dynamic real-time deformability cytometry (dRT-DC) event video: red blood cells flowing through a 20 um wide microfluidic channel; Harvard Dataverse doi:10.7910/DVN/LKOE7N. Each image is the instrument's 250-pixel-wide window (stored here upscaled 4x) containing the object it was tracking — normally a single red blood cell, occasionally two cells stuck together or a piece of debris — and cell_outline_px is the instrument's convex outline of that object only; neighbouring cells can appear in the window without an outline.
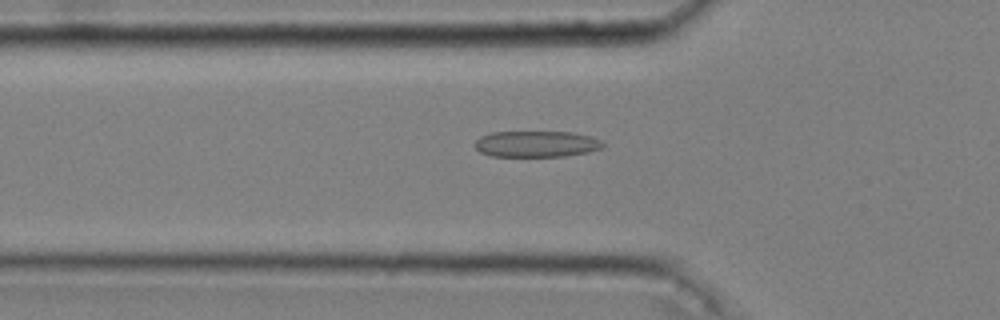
{"species": "common noctule bat (a hibernating species)", "species_latin": "Nyctalus noctula", "temperature_condition": "cold", "stored_images_in_passage": 38, "camera_frame_rate_fps": 3000, "um_per_image_px": 0.085, "animal": {"sex": "male", "body_mass_g": 20.4}, "frame": {"image": 1, "passage_image": 6, "time_ms": 1.667, "image_size_px": [1000, 320], "cell_outline_px": [[604, 148], [588, 152], [564, 156], [492, 156], [480, 152], [472, 144], [480, 136], [492, 132], [572, 132], [592, 136], [600, 140], [604, 144]], "centroid_in_image_um": [45.6, 12.23], "position_along_channel_um": 80.2, "area_um2": 19.65}}
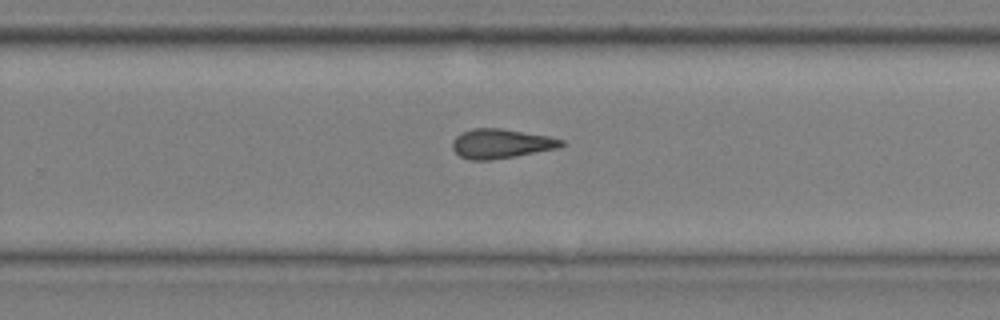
{"frame": {"image": 2, "passage_image": 23, "time_ms": 7.333, "image_size_px": [1000, 320], "cell_outline_px": [[568, 144], [560, 148], [516, 156], [492, 160], [468, 160], [460, 156], [452, 148], [452, 140], [460, 132], [472, 128], [500, 128], [548, 136], [564, 140]], "centroid_in_image_um": [42.6, 12.21], "position_along_channel_um": 287.2, "area_um2": 18.96}}
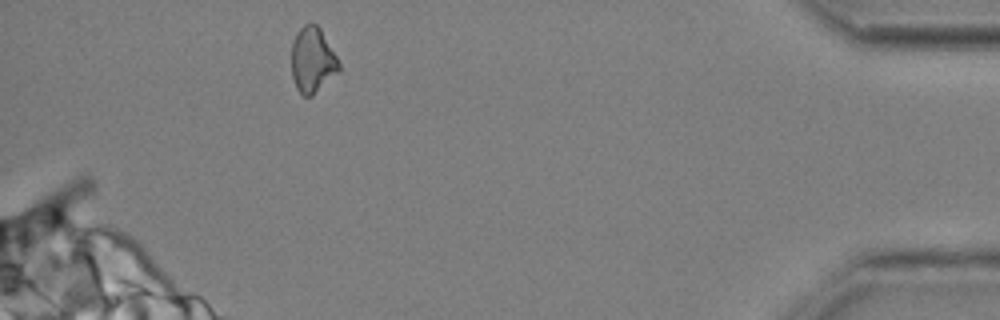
{"frame": {"image": 3, "passage_image": 37, "time_ms": 12.0, "image_size_px": [1000, 320], "cell_outline_px": [[340, 72], [312, 96], [304, 96], [296, 88], [292, 76], [292, 44], [296, 32], [304, 24], [312, 20], [320, 28], [336, 56], [340, 64]], "centroid_in_image_um": [26.57, 5.09], "position_along_channel_um": 408.6, "area_um2": 18.26}, "authors_computed_cell_mechanics": {"area_um2": 18.6983, "velocity_mm_per_s": 3.6453, "shape_relaxation_time_tau1_ms": null, "shape_relaxation_time_tau2_ms": 5.1744, "deformation_change_tau1": null, "deformation_change_tau2": 0.1662}}